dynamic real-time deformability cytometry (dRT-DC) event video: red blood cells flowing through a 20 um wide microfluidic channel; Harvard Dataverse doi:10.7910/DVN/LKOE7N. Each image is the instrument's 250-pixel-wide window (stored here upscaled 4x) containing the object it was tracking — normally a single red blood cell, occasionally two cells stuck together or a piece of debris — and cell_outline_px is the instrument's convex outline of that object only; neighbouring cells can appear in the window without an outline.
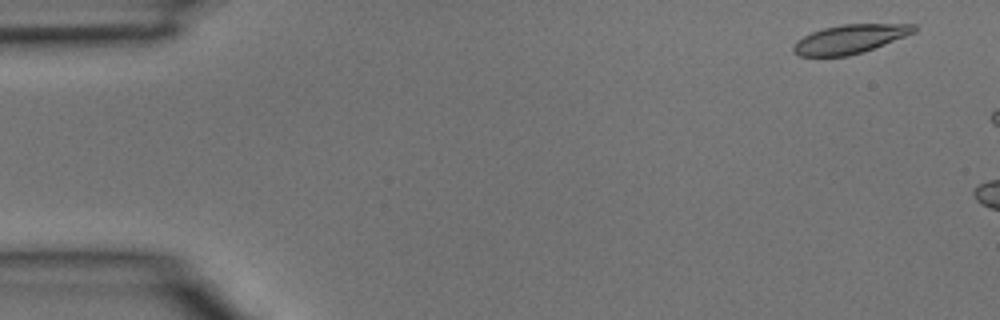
{"species": "common noctule bat (a hibernating species)", "species_latin": "Nyctalus noctula", "temperature_condition": "room temperature", "stored_images_in_passage": 2, "camera_frame_rate_fps": 3000, "um_per_image_px": 0.085, "animal": {"sex": "male", "body_mass_g": 15.6}, "frame": {"image": 1, "passage_image": 1, "time_ms": 0.0, "image_size_px": [1000, 320], "cell_outline_px": [[916, 32], [864, 52], [848, 56], [800, 56], [792, 52], [792, 48], [796, 40], [812, 32], [824, 28], [840, 24], [916, 24]], "centroid_in_image_um": [72.23, 3.32], "position_along_channel_um": 12.8, "area_um2": 20.35}}